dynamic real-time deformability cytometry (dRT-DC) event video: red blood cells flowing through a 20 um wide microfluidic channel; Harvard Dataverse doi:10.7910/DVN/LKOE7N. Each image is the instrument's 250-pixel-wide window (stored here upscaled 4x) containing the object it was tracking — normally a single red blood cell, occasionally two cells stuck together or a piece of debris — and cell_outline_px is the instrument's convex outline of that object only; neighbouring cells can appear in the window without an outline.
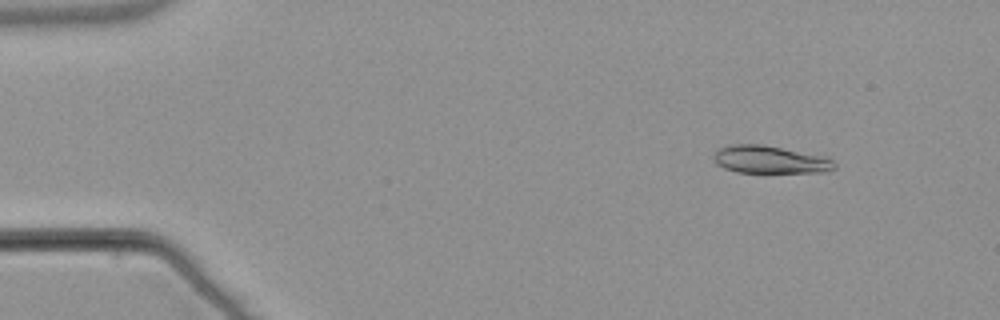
{"species": "common noctule bat (a hibernating species)", "species_latin": "Nyctalus noctula", "temperature_condition": "warm", "stored_images_in_passage": 53, "segment_of_instrument_passage": [1, 2], "camera_frame_rate_fps": 3000, "um_per_image_px": 0.085, "animal": {"sex": "male", "body_mass_g": 21.5, "forearm_length_mm": 52.0}, "frame": {"image": 1, "passage_image": 4, "time_ms": 1.0, "image_size_px": [1000, 320], "cell_outline_px": [[836, 168], [824, 172], [764, 176], [736, 172], [724, 168], [716, 164], [712, 160], [712, 156], [716, 148], [728, 144], [764, 144], [828, 156], [836, 164]], "centroid_in_image_um": [65.45, 13.62], "position_along_channel_um": 19.6, "area_um2": 21.27}}
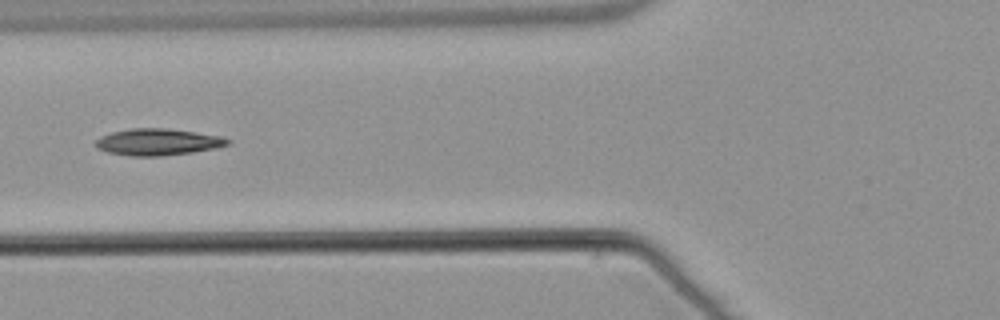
{"frame": {"image": 2, "passage_image": 19, "time_ms": 6.0, "image_size_px": [1000, 320], "cell_outline_px": [[232, 144], [216, 148], [192, 152], [160, 156], [132, 156], [108, 152], [96, 148], [96, 140], [100, 136], [112, 132], [132, 128], [168, 128], [196, 132], [220, 136], [232, 140]], "centroid_in_image_um": [13.45, 12.06], "position_along_channel_um": 112.4, "area_um2": 20.58}}
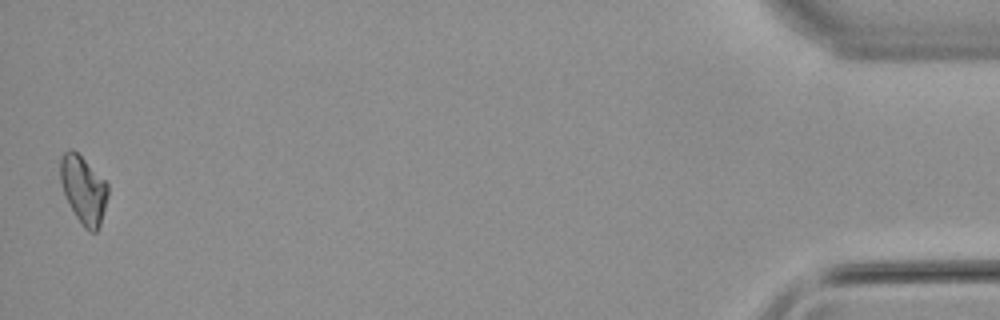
{"frame": {"image": 3, "passage_image": 51, "time_ms": 16.667, "image_size_px": [1000, 320], "cell_outline_px": [[108, 196], [100, 224], [96, 232], [88, 232], [84, 228], [76, 216], [64, 192], [60, 180], [60, 156], [64, 152], [72, 148], [108, 184]], "centroid_in_image_um": [7.09, 16.13], "position_along_channel_um": 428.1, "area_um2": 18.38}}